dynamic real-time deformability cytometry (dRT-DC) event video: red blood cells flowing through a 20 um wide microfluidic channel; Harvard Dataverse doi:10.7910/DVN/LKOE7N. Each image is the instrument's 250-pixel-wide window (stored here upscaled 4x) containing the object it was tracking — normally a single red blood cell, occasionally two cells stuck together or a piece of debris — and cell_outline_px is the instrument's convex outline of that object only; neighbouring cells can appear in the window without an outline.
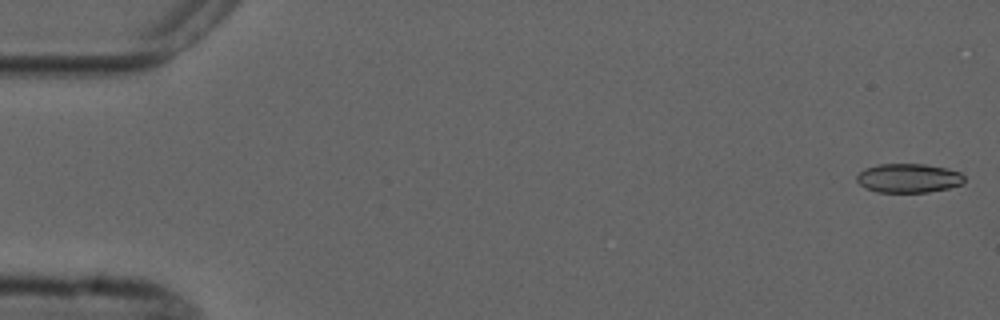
{"species": "common noctule bat (a hibernating species)", "species_latin": "Nyctalus noctula", "temperature_condition": "cold", "stored_images_in_passage": 7, "camera_frame_rate_fps": 3000, "um_per_image_px": 0.085, "animal": {"sex": "male", "forearm_length_mm": 52.5}, "frame": {"image": 1, "passage_image": 1, "time_ms": 0.0, "image_size_px": [1000, 320], "cell_outline_px": [[964, 184], [948, 188], [928, 192], [876, 192], [864, 188], [856, 180], [856, 176], [864, 168], [876, 164], [924, 164], [948, 168], [960, 172], [964, 176]], "centroid_in_image_um": [77.22, 15.14], "position_along_channel_um": 7.8, "area_um2": 18.44}}
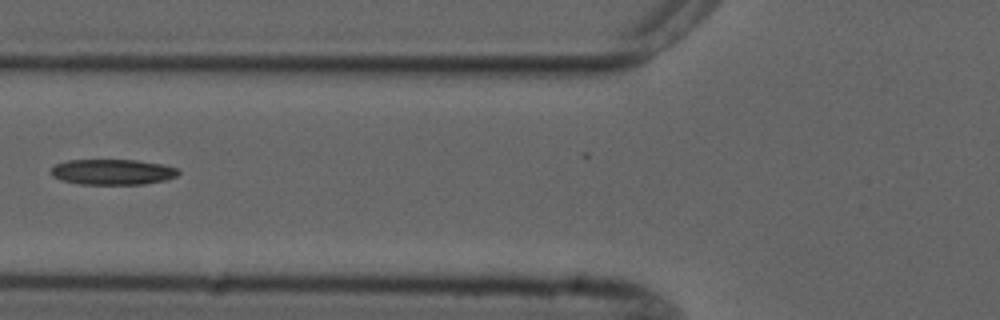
{"frame": {"image": 2, "passage_image": 6, "time_ms": 6.667, "image_size_px": [1000, 320], "cell_outline_px": [[180, 172], [176, 176], [168, 180], [144, 184], [80, 184], [60, 180], [52, 176], [52, 168], [56, 164], [68, 160], [136, 160], [164, 164], [176, 168]], "centroid_in_image_um": [9.6, 14.62], "position_along_channel_um": 116.2, "area_um2": 19.02}}
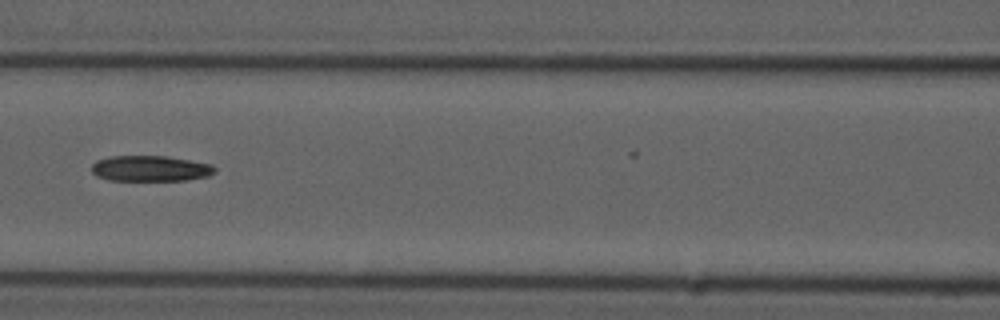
{"frame": {"image": 3, "passage_image": 7, "time_ms": 7.667, "image_size_px": [1000, 320], "cell_outline_px": [[216, 172], [208, 176], [188, 180], [108, 180], [96, 176], [92, 172], [92, 164], [96, 160], [112, 156], [164, 156], [212, 164], [216, 168]], "centroid_in_image_um": [12.78, 14.32], "position_along_channel_um": 153.8, "area_um2": 18.44}}